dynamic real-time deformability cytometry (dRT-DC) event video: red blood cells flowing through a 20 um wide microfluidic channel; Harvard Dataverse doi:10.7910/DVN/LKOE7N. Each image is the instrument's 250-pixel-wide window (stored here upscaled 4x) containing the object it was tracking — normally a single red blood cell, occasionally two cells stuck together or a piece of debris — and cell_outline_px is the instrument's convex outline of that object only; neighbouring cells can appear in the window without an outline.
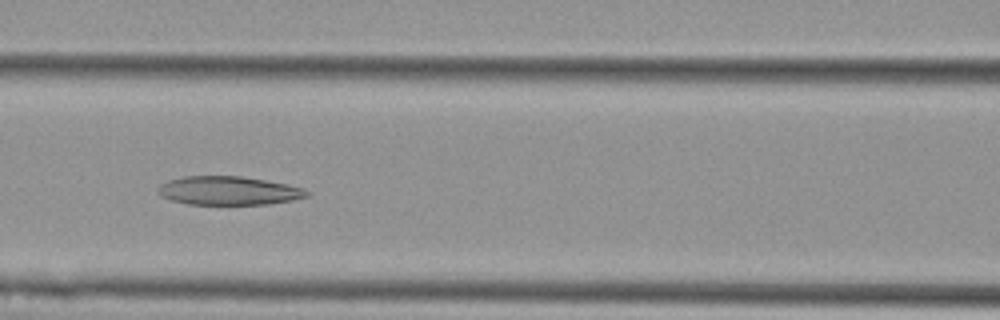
{"species": "Egyptian fruit bat (a non-hibernating species)", "species_latin": "Rousettus aegyptiacus", "temperature_condition": "cold", "stored_images_in_passage": 40, "camera_frame_rate_fps": 3000, "um_per_image_px": 0.085, "animal": {"sex": "female"}, "frame": {"image": 1, "passage_image": 16, "time_ms": 5.0, "image_size_px": [1000, 320], "cell_outline_px": [[308, 196], [292, 200], [268, 204], [188, 204], [172, 200], [156, 192], [160, 184], [168, 180], [184, 176], [240, 176], [288, 184], [304, 188], [308, 192]], "centroid_in_image_um": [19.42, 16.2], "position_along_channel_um": 147.2, "area_um2": 24.68}}
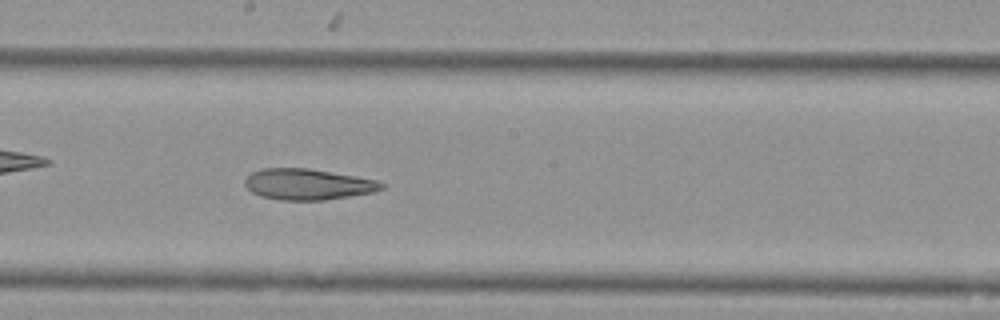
{"frame": {"image": 2, "passage_image": 22, "time_ms": 7.0, "image_size_px": [1000, 320], "cell_outline_px": [[384, 188], [372, 192], [324, 200], [280, 200], [260, 196], [252, 192], [244, 184], [244, 180], [252, 172], [264, 168], [308, 168], [376, 180], [384, 184]], "centroid_in_image_um": [26.12, 15.66], "position_along_channel_um": 222.1, "area_um2": 24.39}}
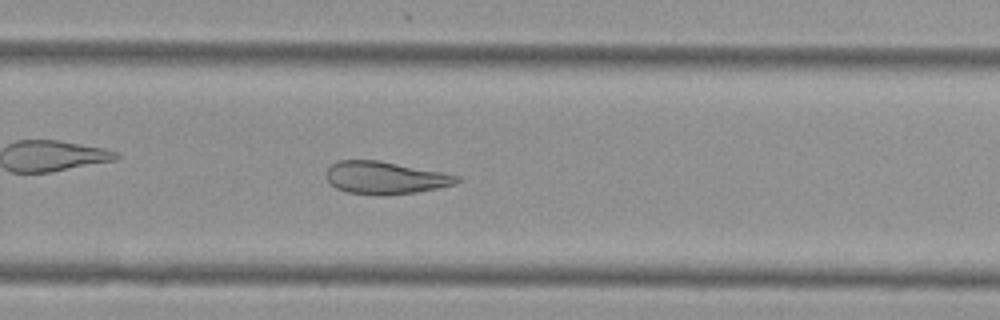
{"frame": {"image": 3, "passage_image": 28, "time_ms": 9.0, "image_size_px": [1000, 320], "cell_outline_px": [[460, 180], [456, 184], [416, 192], [384, 196], [380, 196], [348, 192], [336, 188], [328, 180], [328, 168], [332, 164], [340, 160], [380, 160], [460, 176]], "centroid_in_image_um": [32.75, 15.12], "position_along_channel_um": 297.0, "area_um2": 24.57}, "authors_computed_cell_mechanics": {"area_um2": 26.7036, "velocity_mm_per_s": 3.7643, "shape_relaxation_time_tau1_ms": null, "shape_relaxation_time_tau2_ms": 7.0468, "deformation_change_tau1": null, "deformation_change_tau2": 0.1732}}